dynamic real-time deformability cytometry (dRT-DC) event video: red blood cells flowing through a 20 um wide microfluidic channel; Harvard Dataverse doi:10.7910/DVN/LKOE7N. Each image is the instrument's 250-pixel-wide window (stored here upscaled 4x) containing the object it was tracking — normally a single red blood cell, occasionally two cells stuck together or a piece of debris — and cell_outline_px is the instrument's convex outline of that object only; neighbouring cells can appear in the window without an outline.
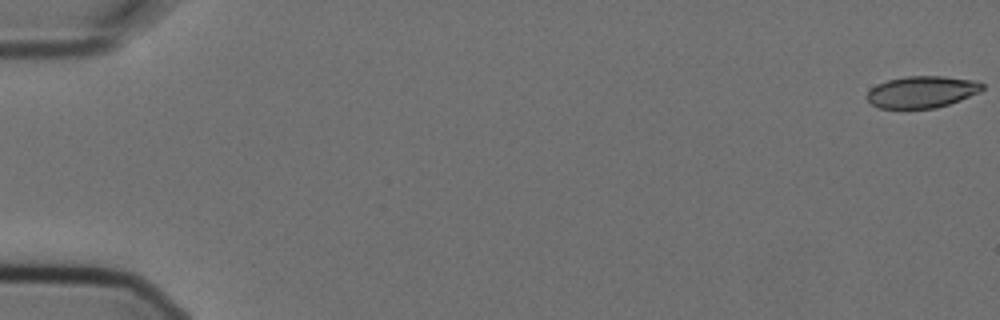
{"species": "Egyptian fruit bat (a non-hibernating species)", "species_latin": "Rousettus aegyptiacus", "temperature_condition": "cold", "stored_images_in_passage": 10, "camera_frame_rate_fps": 3000, "um_per_image_px": 0.085, "animal": {"sex": "female"}, "frame": {"image": 1, "passage_image": 1, "time_ms": 0.0, "image_size_px": [1000, 320], "cell_outline_px": [[984, 88], [980, 92], [960, 100], [936, 108], [880, 108], [872, 104], [868, 100], [868, 92], [876, 84], [888, 80], [908, 76], [944, 76], [972, 80], [984, 84]], "centroid_in_image_um": [78.38, 7.81], "position_along_channel_um": 6.6, "area_um2": 21.15}}
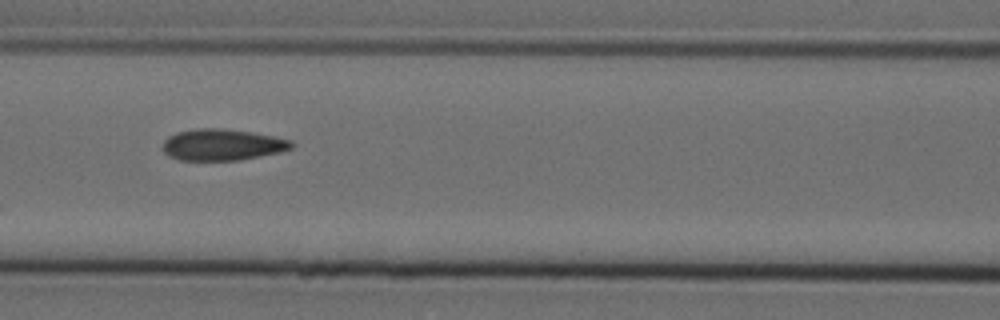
{"frame": {"image": 2, "passage_image": 8, "time_ms": 2.333, "image_size_px": [1000, 320], "cell_outline_px": [[296, 144], [292, 148], [280, 152], [240, 160], [180, 160], [168, 156], [160, 148], [164, 140], [168, 136], [176, 132], [196, 128], [224, 128], [252, 132], [292, 140]], "centroid_in_image_um": [18.87, 12.3], "position_along_channel_um": 147.7, "area_um2": 23.87}}
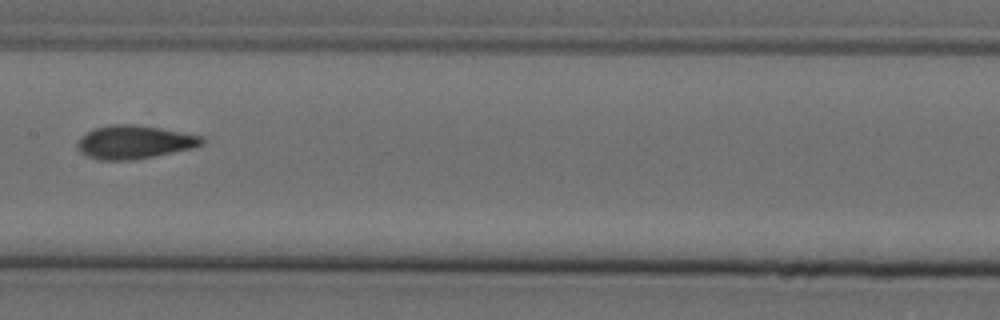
{"frame": {"image": 3, "passage_image": 9, "time_ms": 2.667, "image_size_px": [1000, 320], "cell_outline_px": [[204, 144], [192, 148], [132, 160], [100, 160], [88, 156], [80, 152], [76, 148], [76, 144], [80, 136], [96, 128], [112, 124], [136, 124], [160, 128], [204, 136]], "centroid_in_image_um": [11.4, 12.07], "position_along_channel_um": 196.0, "area_um2": 24.16}}